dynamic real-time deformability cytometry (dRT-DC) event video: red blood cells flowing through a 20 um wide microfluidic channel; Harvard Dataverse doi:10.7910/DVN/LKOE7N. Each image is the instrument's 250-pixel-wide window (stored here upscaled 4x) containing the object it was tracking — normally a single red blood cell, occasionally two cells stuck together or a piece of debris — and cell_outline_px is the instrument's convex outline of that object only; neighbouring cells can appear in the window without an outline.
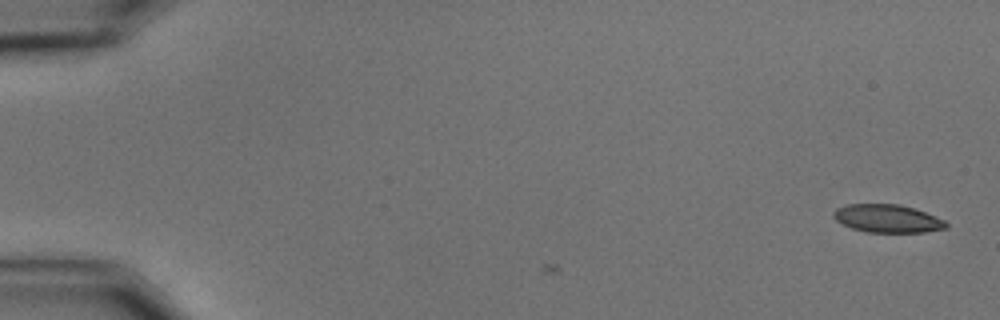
{"species": "common noctule bat (a hibernating species)", "species_latin": "Nyctalus noctula", "temperature_condition": "cold", "stored_images_in_passage": 5, "camera_frame_rate_fps": 3000, "um_per_image_px": 0.085, "animal": {"sex": "male", "body_mass_g": 15.6}, "frame": {"image": 1, "passage_image": 5, "time_ms": 1.333, "image_size_px": [1000, 320], "cell_outline_px": [[948, 228], [924, 232], [868, 232], [852, 228], [836, 220], [832, 216], [832, 212], [836, 208], [848, 204], [900, 204], [924, 212], [944, 220], [948, 224]], "centroid_in_image_um": [75.42, 18.57], "position_along_channel_um": 9.6, "area_um2": 18.26}}